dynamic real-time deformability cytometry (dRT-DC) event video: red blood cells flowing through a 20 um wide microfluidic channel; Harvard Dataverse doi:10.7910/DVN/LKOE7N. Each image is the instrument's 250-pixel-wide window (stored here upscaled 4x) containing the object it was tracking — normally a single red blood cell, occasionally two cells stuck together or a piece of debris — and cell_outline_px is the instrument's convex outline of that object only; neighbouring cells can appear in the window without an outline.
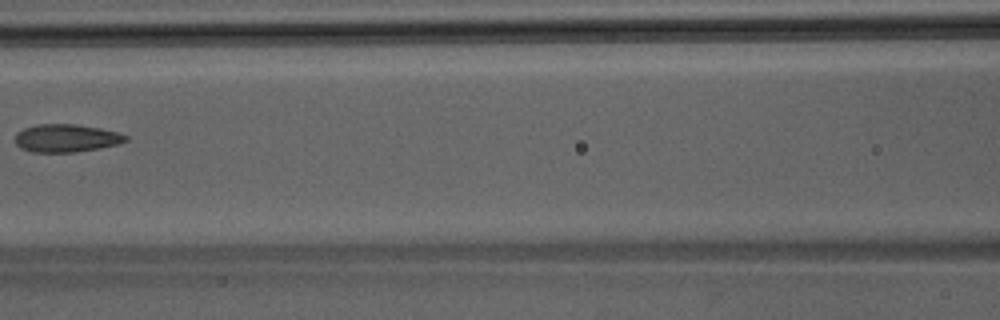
{"species": "Egyptian fruit bat (a non-hibernating species)", "species_latin": "Rousettus aegyptiacus", "temperature_condition": "room temperature", "stored_images_in_passage": 4, "camera_frame_rate_fps": 3000, "um_per_image_px": 0.085, "animal": {"sex": "male"}, "frame": {"image": 1, "passage_image": 4, "time_ms": 1.0, "image_size_px": [1000, 320], "cell_outline_px": [[128, 140], [120, 144], [100, 148], [72, 152], [32, 152], [20, 148], [16, 144], [16, 132], [24, 128], [36, 124], [76, 124], [100, 128], [116, 132], [128, 136]], "centroid_in_image_um": [5.63, 11.74], "position_along_channel_um": 161.0, "area_um2": 18.03}}